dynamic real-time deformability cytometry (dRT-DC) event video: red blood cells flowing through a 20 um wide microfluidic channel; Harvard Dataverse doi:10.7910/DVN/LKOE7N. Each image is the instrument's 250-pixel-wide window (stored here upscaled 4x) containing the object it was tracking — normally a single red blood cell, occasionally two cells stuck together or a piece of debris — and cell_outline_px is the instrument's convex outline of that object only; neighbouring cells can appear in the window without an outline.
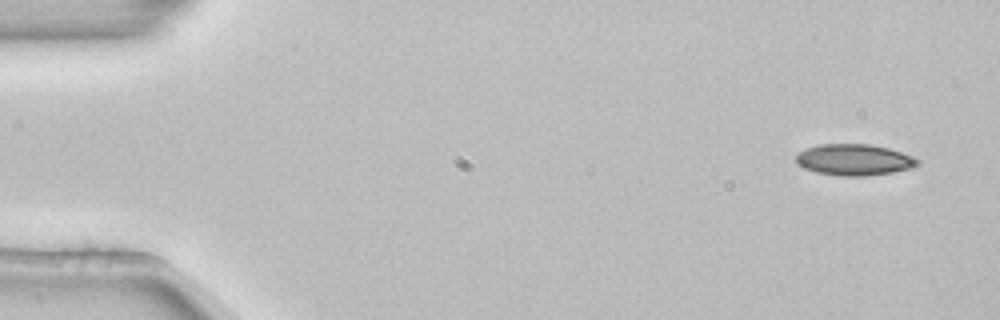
{"species": "common noctule bat (a hibernating species)", "species_latin": "Nyctalus noctula", "temperature_condition": "room temperature", "stored_images_in_passage": 4, "camera_frame_rate_fps": 3000, "um_per_image_px": 0.085, "animal": {"sex": "female", "body_mass_g": 22.7, "forearm_length_mm": 54.2}, "frame": {"image": 1, "passage_image": 1, "time_ms": 0.0, "image_size_px": [1000, 320], "cell_outline_px": [[920, 164], [912, 168], [892, 172], [868, 176], [840, 176], [816, 172], [804, 168], [796, 164], [796, 156], [800, 152], [808, 148], [820, 144], [872, 144], [888, 148], [912, 156], [920, 160]], "centroid_in_image_um": [72.62, 13.59], "position_along_channel_um": 12.4, "area_um2": 22.2}}
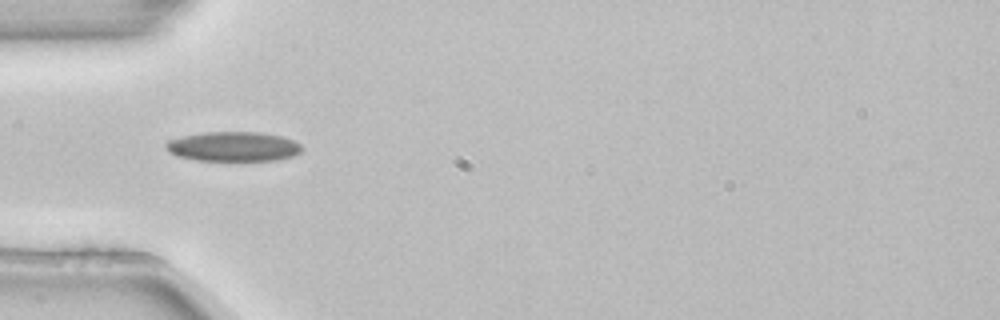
{"frame": {"image": 2, "passage_image": 4, "time_ms": 1.0, "image_size_px": [1000, 320], "cell_outline_px": [[304, 148], [300, 152], [292, 156], [280, 160], [196, 160], [176, 156], [168, 152], [164, 144], [168, 140], [184, 136], [204, 132], [260, 132], [280, 136], [292, 140], [300, 144]], "centroid_in_image_um": [19.82, 12.45], "position_along_channel_um": 65.2, "area_um2": 23.47}}